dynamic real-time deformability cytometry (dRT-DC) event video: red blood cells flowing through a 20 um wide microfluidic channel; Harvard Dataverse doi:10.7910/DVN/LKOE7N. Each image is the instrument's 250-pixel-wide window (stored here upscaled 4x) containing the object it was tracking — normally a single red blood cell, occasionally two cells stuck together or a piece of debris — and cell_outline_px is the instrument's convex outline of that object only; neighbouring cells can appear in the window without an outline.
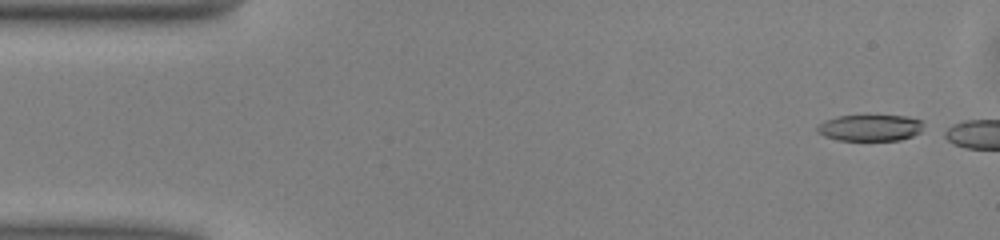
{"species": "common noctule bat (a hibernating species)", "species_latin": "Nyctalus noctula", "temperature_condition": "warm", "stored_images_in_passage": 6, "camera_frame_rate_fps": 3000, "um_per_image_px": 0.085, "animal": {"sex": "male", "body_mass_g": 13.0, "forearm_length_mm": 53.1}, "frame": {"image": 1, "passage_image": 2, "time_ms": 0.333, "image_size_px": [1000, 240], "cell_outline_px": [[924, 124], [920, 132], [912, 136], [900, 140], [836, 140], [824, 136], [816, 132], [816, 128], [824, 120], [836, 116], [908, 116], [924, 120]], "centroid_in_image_um": [73.97, 10.86], "position_along_channel_um": 11.0, "area_um2": 16.47}}